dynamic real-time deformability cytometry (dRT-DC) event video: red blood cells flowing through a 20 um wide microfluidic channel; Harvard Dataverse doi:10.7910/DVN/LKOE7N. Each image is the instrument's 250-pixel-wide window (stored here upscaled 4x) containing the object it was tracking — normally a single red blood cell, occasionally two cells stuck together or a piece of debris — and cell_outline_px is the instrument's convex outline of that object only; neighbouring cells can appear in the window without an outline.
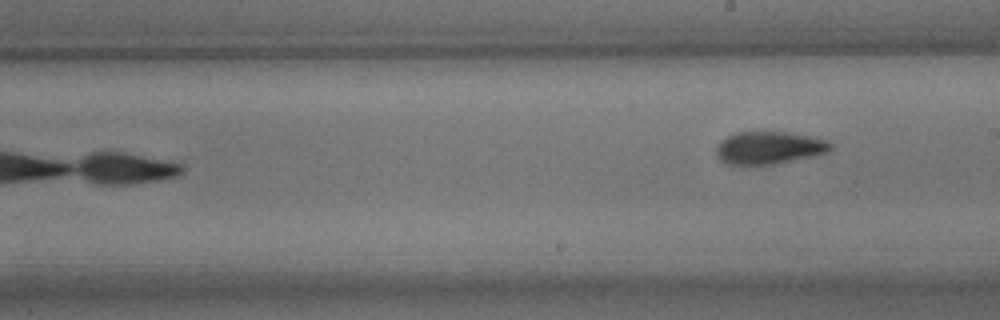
{"species": "common noctule bat (a hibernating species)", "species_latin": "Nyctalus noctula", "temperature_condition": "room temperature", "stored_images_in_passage": 6, "camera_frame_rate_fps": 3000, "um_per_image_px": 0.085, "animal": {"sex": "male", "body_mass_g": 15.6}, "frame": {"image": 1, "passage_image": 6, "time_ms": 6.0, "image_size_px": [1000, 320], "cell_outline_px": [[832, 148], [824, 152], [808, 156], [772, 164], [728, 164], [720, 160], [716, 152], [716, 148], [728, 136], [736, 132], [788, 132], [828, 140], [832, 144]], "centroid_in_image_um": [65.35, 12.54], "position_along_channel_um": 223.7, "area_um2": 21.04}}